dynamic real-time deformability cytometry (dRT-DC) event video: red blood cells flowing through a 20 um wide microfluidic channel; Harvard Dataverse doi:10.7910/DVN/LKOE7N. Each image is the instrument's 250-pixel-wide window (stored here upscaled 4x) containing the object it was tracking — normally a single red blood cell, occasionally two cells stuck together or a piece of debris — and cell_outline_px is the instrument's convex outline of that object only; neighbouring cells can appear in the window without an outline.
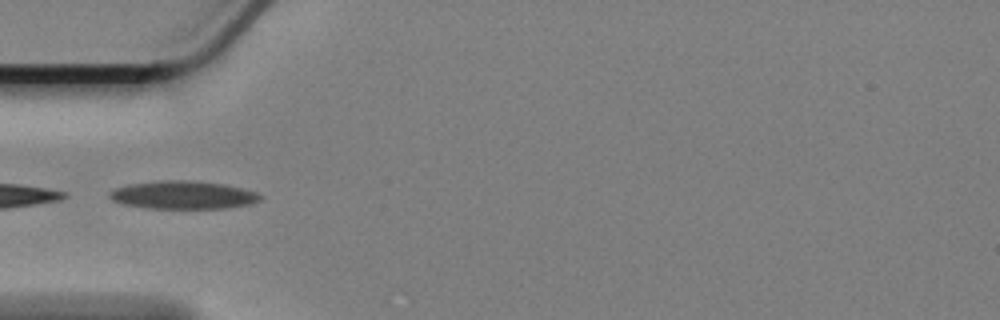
{"species": "Egyptian fruit bat (a non-hibernating species)", "species_latin": "Rousettus aegyptiacus", "temperature_condition": "cold", "stored_images_in_passage": 3, "camera_frame_rate_fps": 3000, "um_per_image_px": 0.085, "animal": {"sex": "female"}, "frame": {"image": 1, "passage_image": 1, "time_ms": 0.0, "image_size_px": [1000, 320], "cell_outline_px": [[264, 196], [260, 200], [248, 204], [224, 208], [144, 208], [120, 204], [112, 200], [108, 196], [108, 192], [116, 188], [132, 184], [164, 180], [184, 180], [224, 184], [256, 192]], "centroid_in_image_um": [15.52, 16.58], "position_along_channel_um": 69.5, "area_um2": 24.45}}